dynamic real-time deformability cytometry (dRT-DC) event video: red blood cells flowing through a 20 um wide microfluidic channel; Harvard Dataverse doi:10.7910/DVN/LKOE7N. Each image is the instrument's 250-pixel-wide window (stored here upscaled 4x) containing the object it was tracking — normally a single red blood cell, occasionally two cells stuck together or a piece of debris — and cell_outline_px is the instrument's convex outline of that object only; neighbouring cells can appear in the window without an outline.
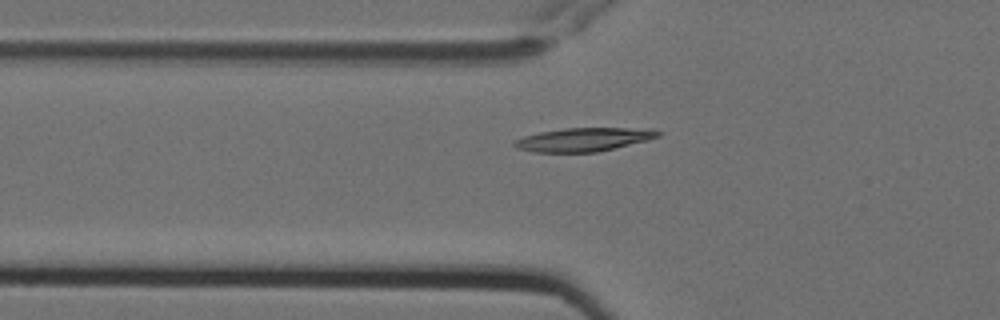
{"species": "Egyptian fruit bat (a non-hibernating species)", "species_latin": "Rousettus aegyptiacus", "temperature_condition": "cold", "stored_images_in_passage": 5, "camera_frame_rate_fps": 3000, "um_per_image_px": 0.085, "animal": {"sex": "female"}, "frame": {"image": 1, "passage_image": 5, "time_ms": 1.333, "image_size_px": [1000, 320], "cell_outline_px": [[664, 132], [660, 136], [648, 140], [596, 152], [532, 152], [516, 148], [512, 144], [516, 140], [524, 136], [540, 132], [564, 128], [652, 128]], "centroid_in_image_um": [49.65, 11.85], "position_along_channel_um": 76.1, "area_um2": 19.77}}